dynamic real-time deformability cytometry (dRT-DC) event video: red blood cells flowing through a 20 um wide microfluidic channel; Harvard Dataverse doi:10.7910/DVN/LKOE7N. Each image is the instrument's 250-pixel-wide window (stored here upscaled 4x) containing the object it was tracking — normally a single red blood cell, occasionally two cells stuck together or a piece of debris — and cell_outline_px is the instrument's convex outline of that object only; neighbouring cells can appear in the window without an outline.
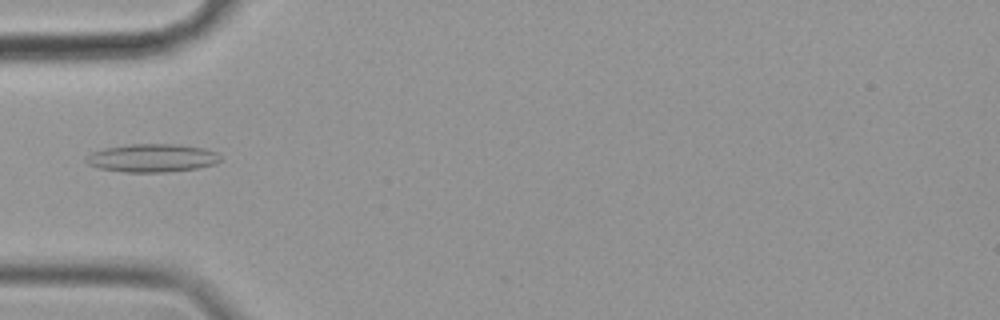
{"species": "common noctule bat (a hibernating species)", "species_latin": "Nyctalus noctula", "temperature_condition": "cold", "stored_images_in_passage": 40, "camera_frame_rate_fps": 3000, "um_per_image_px": 0.085, "animal": {"sex": "female", "body_mass_g": 19.9}, "frame": {"image": 1, "passage_image": 1, "time_ms": 0.0, "image_size_px": [1000, 320], "cell_outline_px": [[220, 160], [216, 164], [196, 168], [164, 172], [124, 172], [100, 168], [88, 164], [84, 160], [92, 152], [104, 148], [132, 144], [176, 144], [204, 148], [216, 152], [220, 156]], "centroid_in_image_um": [12.94, 13.43], "position_along_channel_um": 72.1, "area_um2": 21.91}}
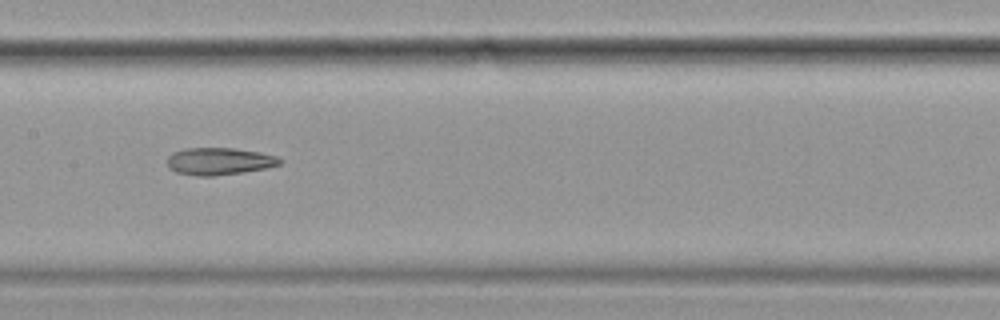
{"frame": {"image": 2, "passage_image": 11, "time_ms": 3.333, "image_size_px": [1000, 320], "cell_outline_px": [[284, 160], [280, 164], [264, 168], [240, 172], [212, 176], [200, 176], [176, 172], [168, 168], [168, 156], [172, 152], [184, 148], [232, 148], [260, 152], [276, 156]], "centroid_in_image_um": [18.61, 13.69], "position_along_channel_um": 188.8, "area_um2": 17.74}}
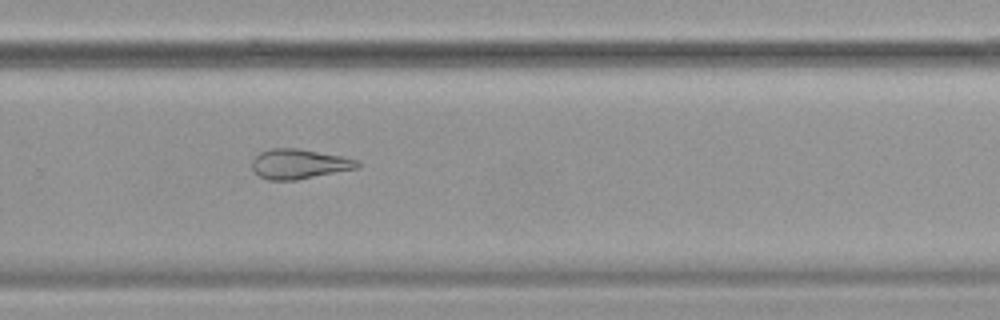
{"frame": {"image": 3, "passage_image": 21, "time_ms": 6.667, "image_size_px": [1000, 320], "cell_outline_px": [[360, 168], [296, 180], [268, 180], [260, 176], [252, 168], [252, 160], [260, 152], [272, 148], [300, 148], [344, 156], [360, 160]], "centroid_in_image_um": [25.48, 13.93], "position_along_channel_um": 304.3, "area_um2": 18.55}}